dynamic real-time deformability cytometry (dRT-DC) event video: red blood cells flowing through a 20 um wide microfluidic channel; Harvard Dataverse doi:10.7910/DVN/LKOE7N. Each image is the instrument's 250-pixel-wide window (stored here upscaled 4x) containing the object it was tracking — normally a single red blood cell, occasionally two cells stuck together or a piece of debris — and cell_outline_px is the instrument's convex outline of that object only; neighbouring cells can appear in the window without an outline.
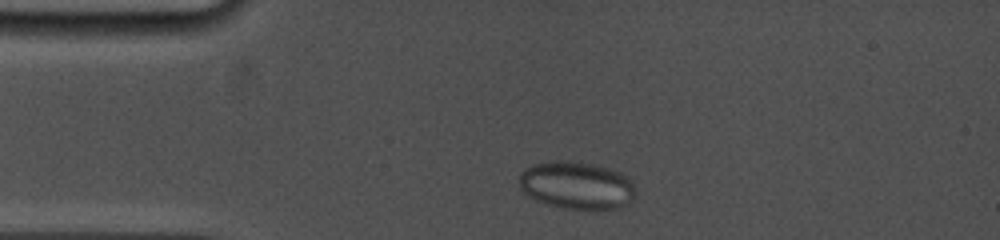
{"species": "common noctule bat (a hibernating species)", "species_latin": "Nyctalus noctula", "temperature_condition": "cold", "stored_images_in_passage": 11, "camera_frame_rate_fps": 5000, "um_per_image_px": 0.085, "animal": {"sex": "female", "body_mass_g": 19.0, "forearm_length_mm": 53.3}, "frame": {"image": 1, "passage_image": 2, "time_ms": 0.6, "image_size_px": [1000, 240], "cell_outline_px": [[636, 192], [632, 200], [628, 204], [620, 208], [564, 208], [548, 204], [536, 200], [528, 196], [520, 188], [520, 172], [536, 164], [560, 160], [568, 160], [592, 164], [608, 168], [620, 172], [628, 176], [632, 180], [636, 188]], "centroid_in_image_um": [49.06, 15.75], "position_along_channel_um": 35.9, "area_um2": 32.14}}
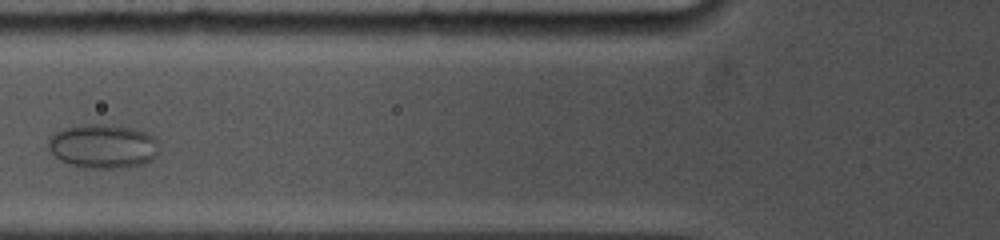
{"frame": {"image": 2, "passage_image": 8, "time_ms": 3.8, "image_size_px": [1000, 240], "cell_outline_px": [[160, 144], [156, 156], [152, 160], [140, 164], [124, 168], [88, 168], [68, 164], [60, 160], [48, 148], [48, 140], [56, 132], [64, 128], [76, 124], [108, 124], [132, 128], [144, 132], [152, 136]], "centroid_in_image_um": [8.75, 12.42], "position_along_channel_um": 117.0, "area_um2": 28.61}}
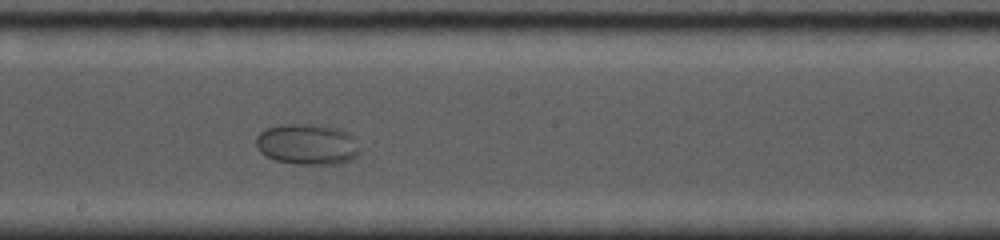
{"frame": {"image": 3, "passage_image": 11, "time_ms": 6.8, "image_size_px": [1000, 240], "cell_outline_px": [[360, 152], [352, 160], [340, 164], [292, 164], [276, 160], [260, 152], [256, 148], [256, 136], [260, 132], [268, 128], [284, 124], [308, 124], [336, 128], [348, 132], [352, 136]], "centroid_in_image_um": [26.11, 12.28], "position_along_channel_um": 222.1, "area_um2": 24.62}}